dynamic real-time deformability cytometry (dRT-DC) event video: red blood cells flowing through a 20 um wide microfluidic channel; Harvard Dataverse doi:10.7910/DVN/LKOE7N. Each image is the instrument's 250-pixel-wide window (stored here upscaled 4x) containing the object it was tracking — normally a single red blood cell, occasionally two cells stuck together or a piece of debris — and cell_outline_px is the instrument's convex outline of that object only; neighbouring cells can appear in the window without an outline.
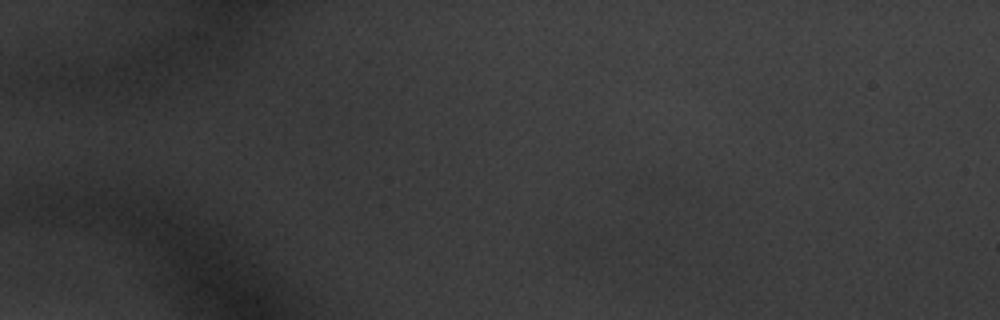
{"species": "common noctule bat (a hibernating species)", "species_latin": "Nyctalus noctula", "temperature_condition": "warm", "stored_images_in_passage": 2, "camera_frame_rate_fps": 3000, "um_per_image_px": 0.085, "animal": {"sex": "male", "body_mass_g": 20.1, "forearm_length_mm": 53.5}, "frame": {"image": 1, "passage_image": 2, "time_ms": 0.333, "image_size_px": [1000, 320], "cell_outline_px": [[620, 248], [592, 276], [584, 280], [568, 256], [568, 252], [588, 236], [616, 236]], "centroid_in_image_um": [50.41, 21.59], "position_along_channel_um": 34.6, "area_um2": 10.06}}